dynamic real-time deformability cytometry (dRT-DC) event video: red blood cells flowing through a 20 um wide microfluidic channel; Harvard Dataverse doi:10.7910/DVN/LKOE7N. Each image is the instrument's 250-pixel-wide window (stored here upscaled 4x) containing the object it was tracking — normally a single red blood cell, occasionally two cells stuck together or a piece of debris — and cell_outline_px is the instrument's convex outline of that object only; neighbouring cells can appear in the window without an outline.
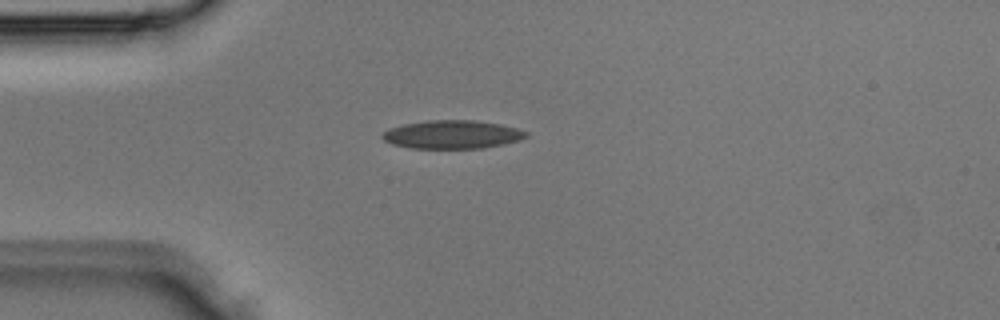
{"species": "Egyptian fruit bat (a non-hibernating species)", "species_latin": "Rousettus aegyptiacus", "temperature_condition": "room temperature", "stored_images_in_passage": 1, "camera_frame_rate_fps": 3000, "um_per_image_px": 0.085, "animal": {"sex": "male"}, "frame": {"image": 1, "passage_image": 1, "time_ms": 0.0, "image_size_px": [1000, 320], "cell_outline_px": [[528, 136], [520, 140], [504, 144], [480, 148], [412, 148], [392, 144], [384, 140], [380, 136], [388, 128], [404, 124], [428, 120], [472, 120], [500, 124], [520, 128], [528, 132]], "centroid_in_image_um": [38.46, 11.43], "position_along_channel_um": 46.5, "area_um2": 23.81}}